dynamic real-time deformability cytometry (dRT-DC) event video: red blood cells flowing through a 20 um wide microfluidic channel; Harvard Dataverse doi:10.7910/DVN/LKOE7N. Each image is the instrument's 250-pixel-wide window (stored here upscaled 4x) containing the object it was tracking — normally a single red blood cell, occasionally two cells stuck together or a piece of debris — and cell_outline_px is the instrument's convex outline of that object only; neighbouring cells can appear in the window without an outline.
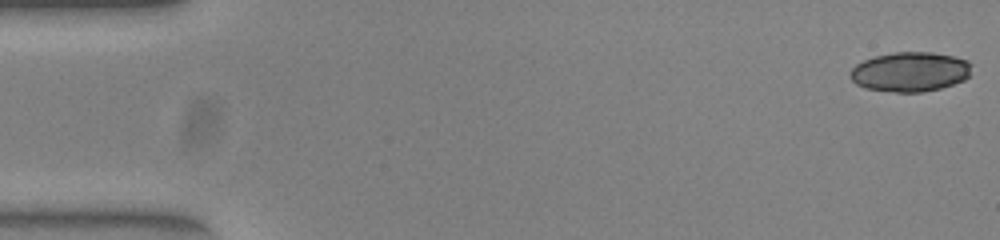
{"species": "common noctule bat (a hibernating species)", "species_latin": "Nyctalus noctula", "temperature_condition": "warm", "stored_images_in_passage": 51, "camera_frame_rate_fps": 3000, "um_per_image_px": 0.085, "animal": {"sex": "female", "body_mass_g": 23.0, "forearm_length_mm": 53.4}, "frame": {"image": 1, "passage_image": 1, "time_ms": 0.0, "image_size_px": [1000, 240], "cell_outline_px": [[972, 64], [968, 76], [964, 80], [940, 88], [920, 92], [896, 92], [864, 88], [856, 84], [852, 80], [848, 72], [856, 64], [864, 60], [876, 56], [892, 52], [932, 52], [952, 56], [968, 60]], "centroid_in_image_um": [77.34, 6.1], "position_along_channel_um": 7.7, "area_um2": 28.03}}
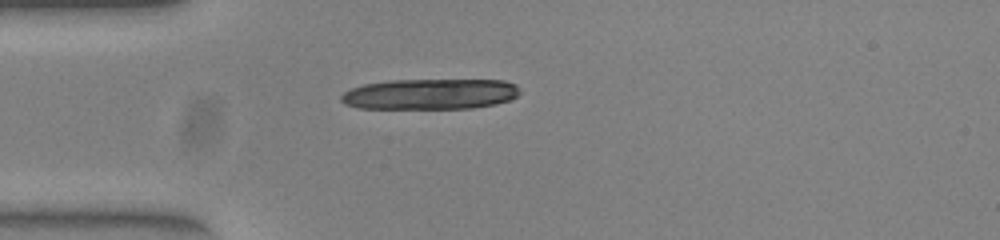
{"frame": {"image": 2, "passage_image": 14, "time_ms": 4.333, "image_size_px": [1000, 240], "cell_outline_px": [[520, 92], [516, 96], [508, 100], [496, 104], [472, 108], [356, 108], [344, 104], [340, 100], [340, 96], [344, 92], [352, 88], [364, 84], [392, 80], [504, 80], [516, 84], [520, 88]], "centroid_in_image_um": [36.56, 7.99], "position_along_channel_um": 48.4, "area_um2": 31.96}}